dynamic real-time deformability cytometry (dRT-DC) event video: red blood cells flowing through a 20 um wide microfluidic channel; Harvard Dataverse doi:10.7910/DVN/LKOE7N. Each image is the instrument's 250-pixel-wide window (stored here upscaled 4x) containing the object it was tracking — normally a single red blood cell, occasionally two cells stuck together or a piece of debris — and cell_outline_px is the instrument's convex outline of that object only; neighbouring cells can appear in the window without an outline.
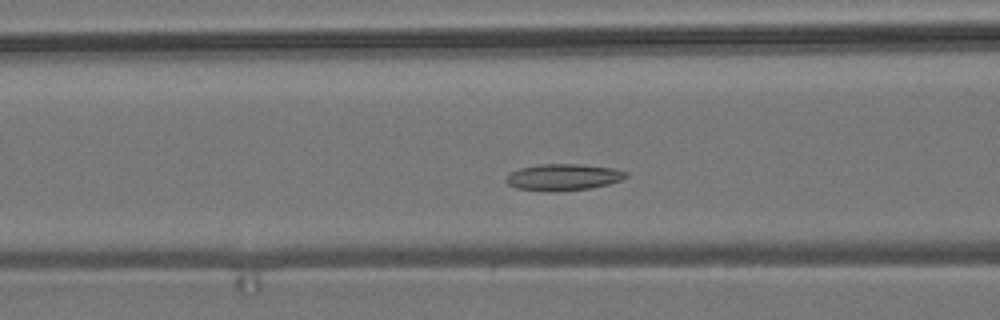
{"species": "common noctule bat (a hibernating species)", "species_latin": "Nyctalus noctula", "temperature_condition": "room temperature", "stored_images_in_passage": 44, "camera_frame_rate_fps": 3000, "um_per_image_px": 0.085, "animal": {"sex": "male", "body_mass_g": 19.2, "forearm_length_mm": 51.8}, "frame": {"image": 1, "passage_image": 20, "time_ms": 6.333, "image_size_px": [1000, 320], "cell_outline_px": [[628, 176], [620, 180], [608, 184], [592, 188], [556, 192], [548, 192], [516, 188], [508, 184], [504, 180], [512, 172], [520, 168], [540, 164], [580, 164], [616, 168], [628, 172]], "centroid_in_image_um": [47.9, 15.06], "position_along_channel_um": 118.7, "area_um2": 18.73}}
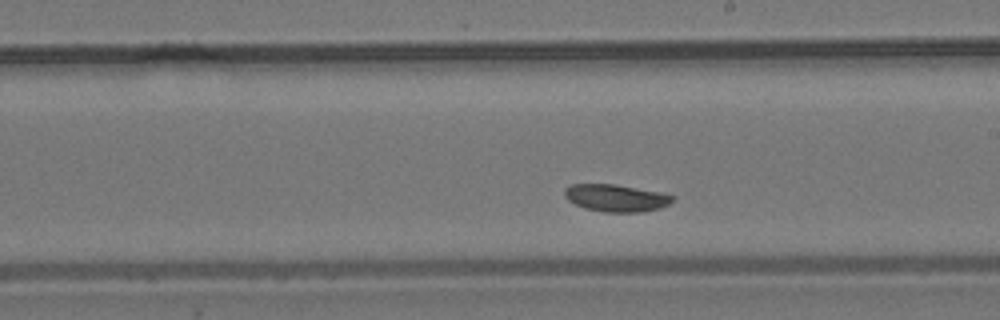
{"frame": {"image": 2, "passage_image": 30, "time_ms": 9.667, "image_size_px": [1000, 320], "cell_outline_px": [[676, 196], [668, 204], [660, 208], [644, 212], [604, 212], [584, 208], [568, 200], [564, 196], [564, 188], [572, 184], [616, 184], [664, 192]], "centroid_in_image_um": [52.39, 16.82], "position_along_channel_um": 236.6, "area_um2": 17.4}}
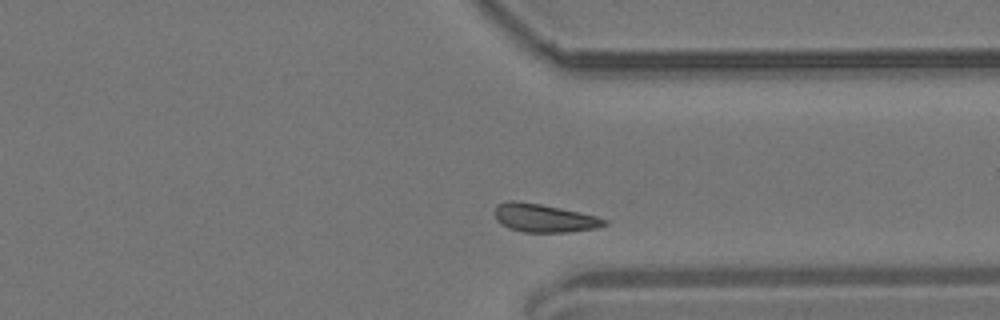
{"frame": {"image": 3, "passage_image": 41, "time_ms": 13.333, "image_size_px": [1000, 320], "cell_outline_px": [[608, 224], [596, 228], [568, 232], [524, 232], [508, 228], [500, 224], [496, 220], [496, 204], [504, 200], [516, 200], [540, 204], [560, 208], [596, 216], [608, 220]], "centroid_in_image_um": [46.21, 18.53], "position_along_channel_um": 365.2, "area_um2": 18.09}}